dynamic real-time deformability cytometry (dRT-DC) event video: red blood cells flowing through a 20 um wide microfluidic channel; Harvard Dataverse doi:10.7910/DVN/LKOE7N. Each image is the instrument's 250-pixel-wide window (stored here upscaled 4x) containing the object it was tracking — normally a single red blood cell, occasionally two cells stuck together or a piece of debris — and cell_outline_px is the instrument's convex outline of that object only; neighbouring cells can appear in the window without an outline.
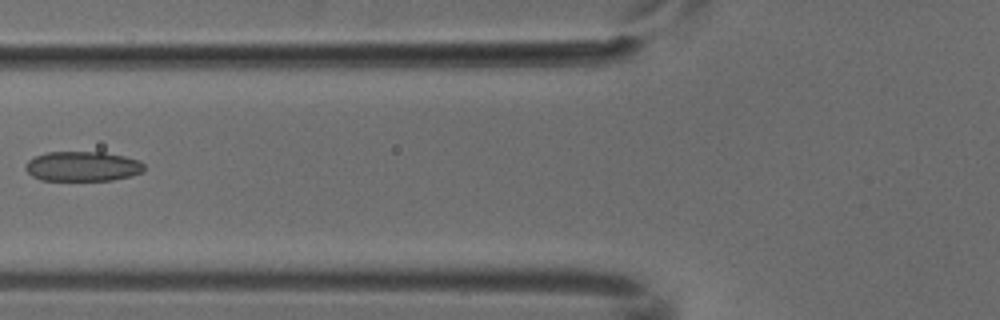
{"species": "common noctule bat (a hibernating species)", "species_latin": "Nyctalus noctula", "temperature_condition": "cold", "stored_images_in_passage": 6, "camera_frame_rate_fps": 3000, "um_per_image_px": 0.085, "animal": {"sex": "male", "body_mass_g": 18.8}, "frame": {"image": 1, "passage_image": 6, "time_ms": 1.667, "image_size_px": [1000, 320], "cell_outline_px": [[144, 172], [112, 180], [40, 180], [32, 176], [24, 168], [24, 164], [28, 160], [36, 156], [48, 152], [104, 152], [124, 156], [140, 160], [144, 164]], "centroid_in_image_um": [7.01, 14.13], "position_along_channel_um": 118.8, "area_um2": 20.69}}